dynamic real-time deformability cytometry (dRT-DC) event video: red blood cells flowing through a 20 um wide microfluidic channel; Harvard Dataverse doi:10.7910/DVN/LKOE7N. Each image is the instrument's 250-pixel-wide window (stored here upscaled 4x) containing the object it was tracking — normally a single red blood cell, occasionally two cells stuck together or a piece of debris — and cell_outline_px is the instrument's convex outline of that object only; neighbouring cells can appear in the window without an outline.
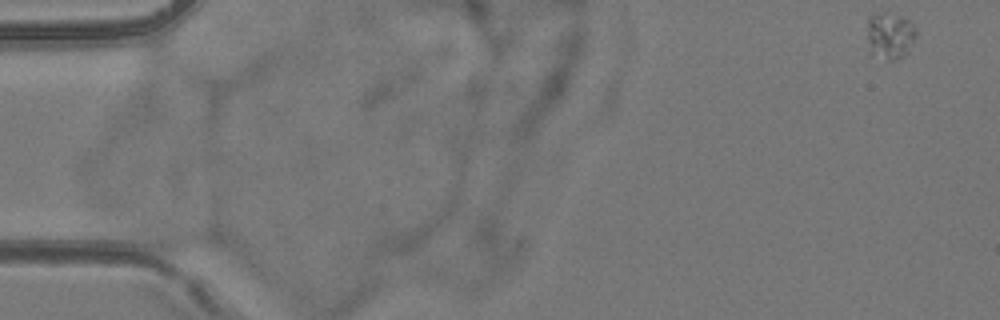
{"species": "common noctule bat (a hibernating species)", "species_latin": "Nyctalus noctula", "temperature_condition": "room temperature", "stored_images_in_passage": 54, "camera_frame_rate_fps": 3000, "um_per_image_px": 0.085, "animal": {"sex": "female", "body_mass_g": 24.6, "forearm_length_mm": 56.2}, "frame": {"image": 1, "passage_image": 1, "time_ms": 0.0, "image_size_px": [1000, 320], "cell_outline_px": [[916, 36], [908, 52], [892, 60], [888, 60], [868, 56], [868, 16], [872, 12], [876, 12], [900, 16], [908, 20], [916, 28]], "centroid_in_image_um": [75.59, 3.05], "position_along_channel_um": 9.4, "area_um2": 13.53}}
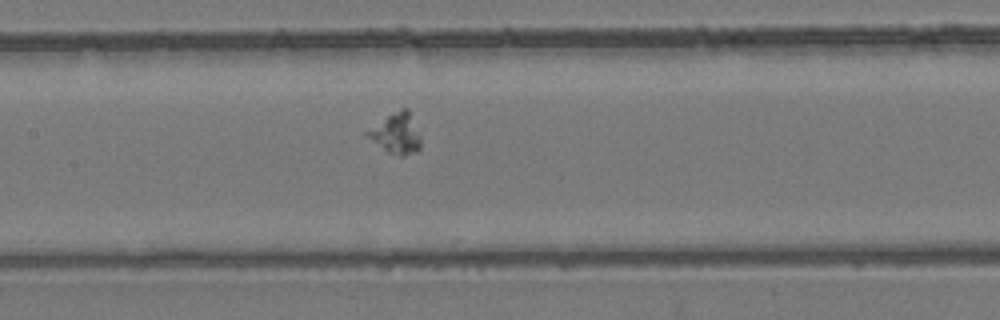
{"frame": {"image": 2, "passage_image": 26, "time_ms": 8.333, "image_size_px": [1000, 320], "cell_outline_px": [[420, 148], [416, 152], [404, 156], [400, 156], [384, 148], [368, 136], [364, 132], [400, 108], [408, 108], [420, 132]], "centroid_in_image_um": [33.76, 11.32], "position_along_channel_um": 173.6, "area_um2": 12.2}}
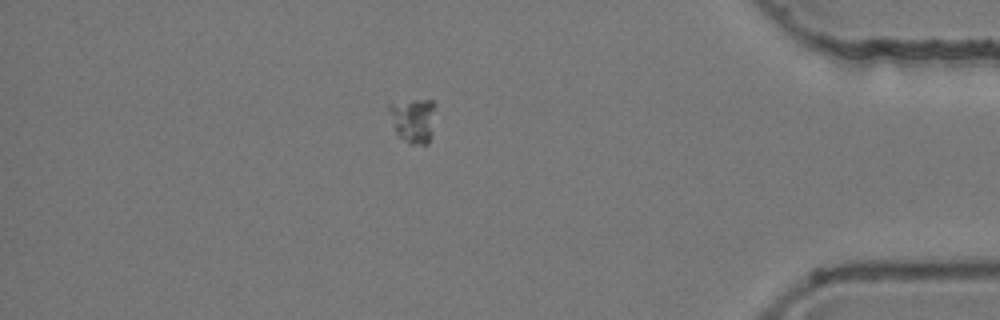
{"frame": {"image": 3, "passage_image": 47, "time_ms": 15.333, "image_size_px": [1000, 320], "cell_outline_px": [[436, 104], [432, 136], [428, 144], [408, 144], [396, 132], [388, 112], [388, 104], [412, 100], [432, 100]], "centroid_in_image_um": [35.15, 10.22], "position_along_channel_um": 400.0, "area_um2": 12.25}}